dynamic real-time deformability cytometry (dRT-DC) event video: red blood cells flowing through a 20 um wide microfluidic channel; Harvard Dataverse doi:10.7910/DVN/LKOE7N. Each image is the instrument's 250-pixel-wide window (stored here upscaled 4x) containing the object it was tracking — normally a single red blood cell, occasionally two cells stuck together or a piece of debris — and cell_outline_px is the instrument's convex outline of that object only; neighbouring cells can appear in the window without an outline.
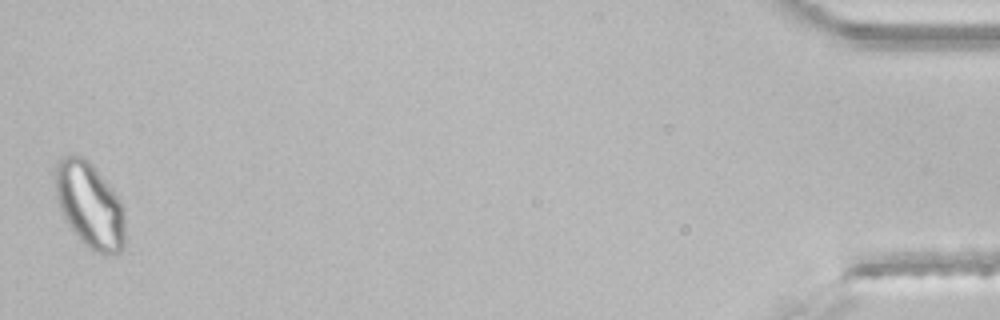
{"species": "common noctule bat (a hibernating species)", "species_latin": "Nyctalus noctula", "temperature_condition": "room temperature", "stored_images_in_passage": 34, "segment_of_instrument_passage": [2, 2], "camera_frame_rate_fps": 3000, "um_per_image_px": 0.085, "animal": {"sex": "male", "body_mass_g": 21.5, "forearm_length_mm": 52.0}, "frame": {"image": 1, "passage_image": 34, "time_ms": 11.0, "image_size_px": [1000, 320], "cell_outline_px": [[124, 248], [116, 256], [104, 256], [92, 252], [80, 240], [64, 216], [60, 208], [56, 196], [56, 164], [60, 156], [72, 152], [84, 156], [96, 168], [120, 200], [124, 208]], "centroid_in_image_um": [7.64, 17.44], "position_along_channel_um": 427.6, "area_um2": 35.26}}